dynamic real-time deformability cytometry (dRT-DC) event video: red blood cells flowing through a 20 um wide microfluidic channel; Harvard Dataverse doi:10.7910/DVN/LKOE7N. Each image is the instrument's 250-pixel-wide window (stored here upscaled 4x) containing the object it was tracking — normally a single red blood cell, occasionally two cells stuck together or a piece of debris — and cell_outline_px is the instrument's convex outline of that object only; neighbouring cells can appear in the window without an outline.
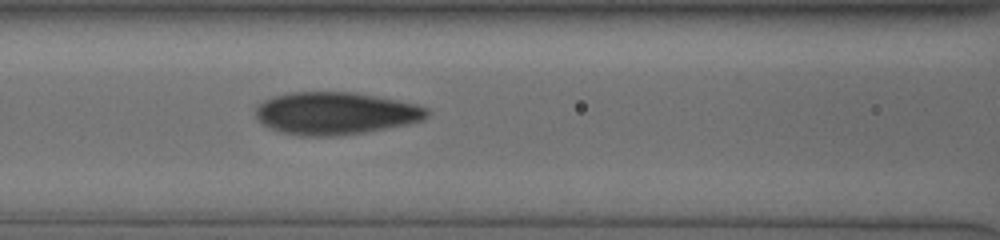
{"species": "human", "species_latin": "Homo sapiens", "temperature_condition": "cold", "stored_images_in_passage": 12, "camera_frame_rate_fps": 3000, "um_per_image_px": 0.085, "donor": {"sex": "male"}, "frame": {"image": 1, "passage_image": 9, "time_ms": 5.0, "image_size_px": [1000, 240], "cell_outline_px": [[428, 116], [420, 120], [408, 124], [364, 132], [332, 136], [304, 136], [284, 132], [272, 128], [264, 124], [256, 116], [256, 108], [264, 100], [288, 92], [356, 92], [416, 104], [428, 108]], "centroid_in_image_um": [28.53, 9.62], "position_along_channel_um": 138.1, "area_um2": 41.91}}
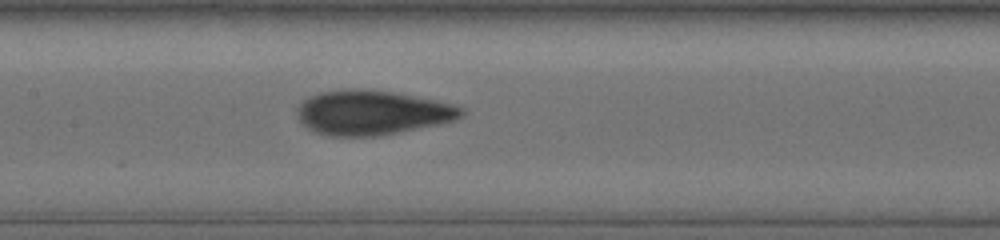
{"frame": {"image": 2, "passage_image": 12, "time_ms": 6.0, "image_size_px": [1000, 240], "cell_outline_px": [[464, 112], [460, 116], [452, 120], [436, 124], [396, 132], [372, 136], [332, 136], [316, 132], [308, 128], [300, 120], [300, 104], [308, 96], [320, 92], [344, 88], [364, 88], [396, 92], [436, 100], [452, 104], [464, 108]], "centroid_in_image_um": [31.62, 9.54], "position_along_channel_um": 175.8, "area_um2": 42.14}}